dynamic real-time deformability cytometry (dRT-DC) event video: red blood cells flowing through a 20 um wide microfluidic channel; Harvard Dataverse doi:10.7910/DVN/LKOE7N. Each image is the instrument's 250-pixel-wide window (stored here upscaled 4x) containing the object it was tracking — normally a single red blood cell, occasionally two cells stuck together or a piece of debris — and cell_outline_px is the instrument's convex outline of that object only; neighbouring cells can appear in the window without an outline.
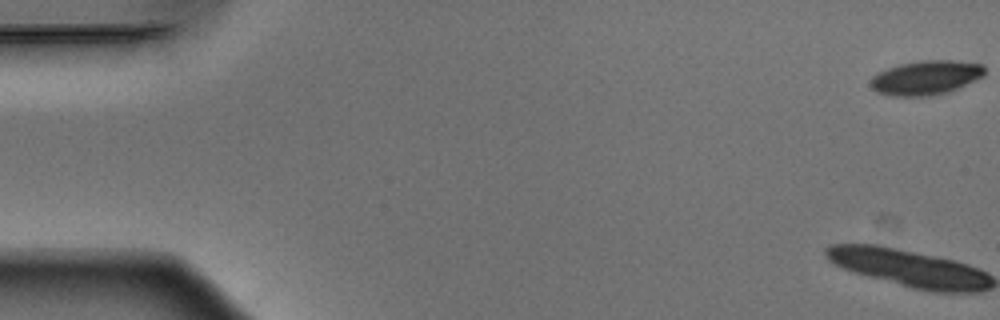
{"species": "Egyptian fruit bat (a non-hibernating species)", "species_latin": "Rousettus aegyptiacus", "temperature_condition": "warm", "stored_images_in_passage": 16, "camera_frame_rate_fps": 3000, "um_per_image_px": 0.085, "animal": {"sex": "male"}, "frame": {"image": 1, "passage_image": 1, "time_ms": 0.0, "image_size_px": [1000, 320], "cell_outline_px": [[984, 76], [948, 92], [928, 96], [888, 96], [876, 92], [872, 88], [872, 76], [888, 68], [900, 64], [920, 60], [952, 60], [984, 64]], "centroid_in_image_um": [78.71, 6.6], "position_along_channel_um": 6.3, "area_um2": 22.72}}